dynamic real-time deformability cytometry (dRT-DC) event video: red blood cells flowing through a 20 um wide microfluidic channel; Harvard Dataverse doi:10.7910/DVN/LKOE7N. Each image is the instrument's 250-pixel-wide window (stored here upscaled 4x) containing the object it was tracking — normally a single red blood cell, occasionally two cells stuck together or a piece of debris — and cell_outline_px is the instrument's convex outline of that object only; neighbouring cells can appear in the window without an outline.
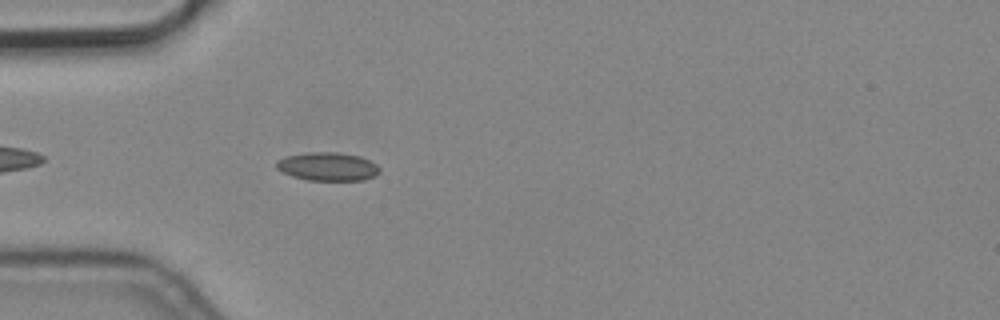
{"species": "common noctule bat (a hibernating species)", "species_latin": "Nyctalus noctula", "temperature_condition": "cold", "stored_images_in_passage": 4, "camera_frame_rate_fps": 3000, "um_per_image_px": 0.085, "animal": {"sex": "male", "body_mass_g": 19.2, "forearm_length_mm": 51.8}, "frame": {"image": 1, "passage_image": 4, "time_ms": 1.0, "image_size_px": [1000, 320], "cell_outline_px": [[380, 172], [376, 176], [364, 180], [308, 180], [292, 176], [276, 168], [276, 160], [288, 156], [312, 152], [336, 152], [360, 156], [376, 164], [380, 168]], "centroid_in_image_um": [27.89, 14.16], "position_along_channel_um": 57.1, "area_um2": 16.99}}